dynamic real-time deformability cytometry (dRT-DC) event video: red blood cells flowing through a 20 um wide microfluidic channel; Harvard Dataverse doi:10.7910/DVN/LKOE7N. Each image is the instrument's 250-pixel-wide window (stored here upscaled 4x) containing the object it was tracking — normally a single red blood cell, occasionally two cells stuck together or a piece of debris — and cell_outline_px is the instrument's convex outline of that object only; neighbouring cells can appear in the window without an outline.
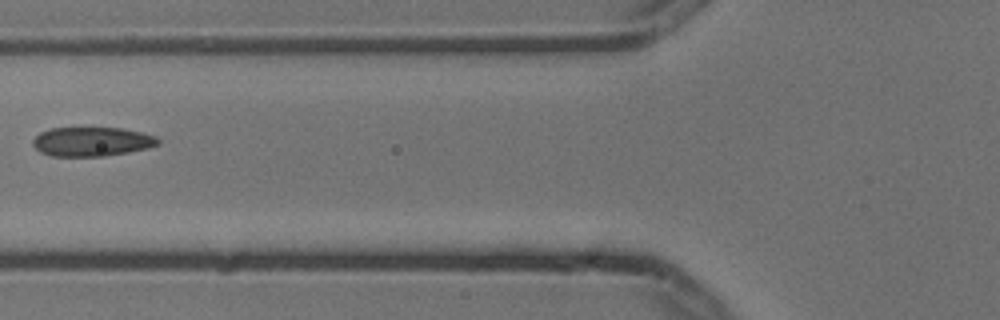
{"species": "common noctule bat (a hibernating species)", "species_latin": "Nyctalus noctula", "temperature_condition": "cold", "stored_images_in_passage": 6, "camera_frame_rate_fps": 3000, "um_per_image_px": 0.085, "animal": {"sex": "male", "body_mass_g": 13.3}, "frame": {"image": 1, "passage_image": 6, "time_ms": 1.667, "image_size_px": [1000, 320], "cell_outline_px": [[160, 144], [148, 148], [128, 152], [104, 156], [52, 156], [40, 152], [32, 144], [32, 140], [40, 132], [52, 128], [124, 128], [156, 136], [160, 140]], "centroid_in_image_um": [7.82, 12.04], "position_along_channel_um": 118.0, "area_um2": 21.33}}